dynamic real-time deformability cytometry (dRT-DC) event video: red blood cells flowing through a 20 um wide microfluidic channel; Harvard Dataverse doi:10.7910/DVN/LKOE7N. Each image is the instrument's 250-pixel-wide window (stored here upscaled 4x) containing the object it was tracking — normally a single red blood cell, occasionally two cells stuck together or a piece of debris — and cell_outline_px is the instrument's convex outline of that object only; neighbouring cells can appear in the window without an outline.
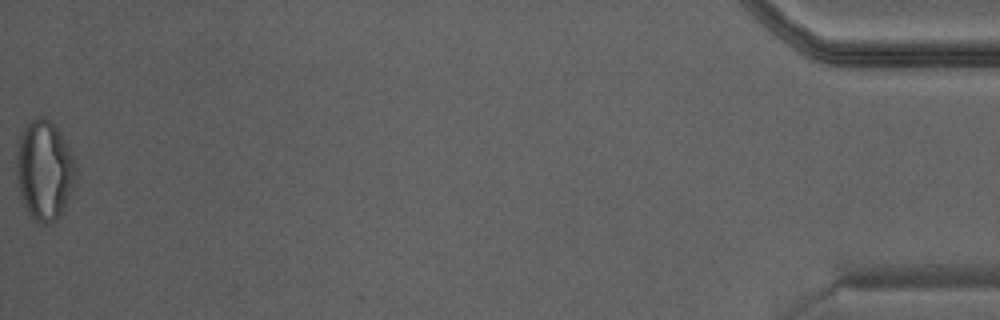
{"species": "Egyptian fruit bat (a non-hibernating species)", "species_latin": "Rousettus aegyptiacus", "temperature_condition": "warm", "stored_images_in_passage": 25, "camera_frame_rate_fps": 3000, "um_per_image_px": 0.085, "animal": {"sex": "male"}, "frame": {"image": 1, "passage_image": 25, "time_ms": 8.0, "image_size_px": [1000, 320], "cell_outline_px": [[76, 176], [60, 216], [56, 220], [48, 224], [40, 224], [28, 212], [24, 204], [20, 192], [16, 164], [16, 156], [20, 136], [28, 124], [36, 116], [48, 116], [60, 132], [76, 164]], "centroid_in_image_um": [3.77, 14.44], "position_along_channel_um": 431.4, "area_um2": 33.93}}